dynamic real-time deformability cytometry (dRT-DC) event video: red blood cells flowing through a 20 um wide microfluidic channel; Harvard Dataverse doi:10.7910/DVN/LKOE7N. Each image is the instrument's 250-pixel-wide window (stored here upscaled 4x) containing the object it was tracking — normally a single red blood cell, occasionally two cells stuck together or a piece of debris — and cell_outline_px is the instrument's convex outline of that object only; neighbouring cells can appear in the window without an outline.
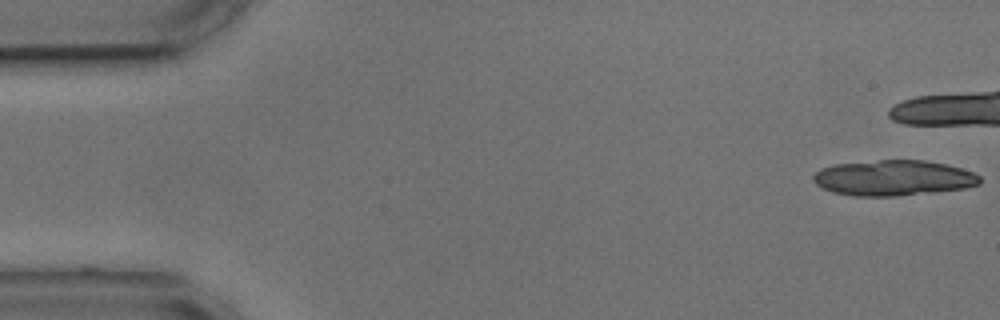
{"species": "common noctule bat (a hibernating species)", "species_latin": "Nyctalus noctula", "temperature_condition": "cold", "stored_images_in_passage": 10, "camera_frame_rate_fps": 3000, "um_per_image_px": 0.085, "animal": {"sex": "male", "body_mass_g": 17.9, "forearm_length_mm": 54.2}, "frame": {"image": 1, "passage_image": 1, "time_ms": 0.0, "image_size_px": [1000, 320], "cell_outline_px": [[980, 184], [964, 188], [896, 196], [852, 196], [832, 192], [816, 184], [812, 180], [812, 176], [820, 168], [836, 164], [880, 160], [924, 160], [944, 164], [960, 168], [972, 172], [980, 176]], "centroid_in_image_um": [75.9, 15.12], "position_along_channel_um": 9.1, "area_um2": 34.28}}